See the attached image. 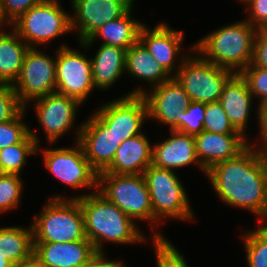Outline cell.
<instances>
[{"label": "cell", "instance_id": "obj_48", "mask_svg": "<svg viewBox=\"0 0 267 267\" xmlns=\"http://www.w3.org/2000/svg\"><path fill=\"white\" fill-rule=\"evenodd\" d=\"M265 31H267V24L265 25V27L263 28Z\"/></svg>", "mask_w": 267, "mask_h": 267}, {"label": "cell", "instance_id": "obj_26", "mask_svg": "<svg viewBox=\"0 0 267 267\" xmlns=\"http://www.w3.org/2000/svg\"><path fill=\"white\" fill-rule=\"evenodd\" d=\"M126 72L150 85L152 84L150 88L158 86L171 78L139 41L125 52Z\"/></svg>", "mask_w": 267, "mask_h": 267}, {"label": "cell", "instance_id": "obj_41", "mask_svg": "<svg viewBox=\"0 0 267 267\" xmlns=\"http://www.w3.org/2000/svg\"><path fill=\"white\" fill-rule=\"evenodd\" d=\"M105 253H97L88 263L82 267H127L120 260H109Z\"/></svg>", "mask_w": 267, "mask_h": 267}, {"label": "cell", "instance_id": "obj_10", "mask_svg": "<svg viewBox=\"0 0 267 267\" xmlns=\"http://www.w3.org/2000/svg\"><path fill=\"white\" fill-rule=\"evenodd\" d=\"M75 147L45 148L42 151L45 168L62 183L72 189L97 190L98 173L91 167L78 142Z\"/></svg>", "mask_w": 267, "mask_h": 267}, {"label": "cell", "instance_id": "obj_37", "mask_svg": "<svg viewBox=\"0 0 267 267\" xmlns=\"http://www.w3.org/2000/svg\"><path fill=\"white\" fill-rule=\"evenodd\" d=\"M43 1L44 0H1L2 12L5 20L8 22V26L31 7L38 5Z\"/></svg>", "mask_w": 267, "mask_h": 267}, {"label": "cell", "instance_id": "obj_30", "mask_svg": "<svg viewBox=\"0 0 267 267\" xmlns=\"http://www.w3.org/2000/svg\"><path fill=\"white\" fill-rule=\"evenodd\" d=\"M23 183L21 176L17 174L0 176V213L19 206L22 198Z\"/></svg>", "mask_w": 267, "mask_h": 267}, {"label": "cell", "instance_id": "obj_32", "mask_svg": "<svg viewBox=\"0 0 267 267\" xmlns=\"http://www.w3.org/2000/svg\"><path fill=\"white\" fill-rule=\"evenodd\" d=\"M152 236L158 267H189L177 248L166 239L167 237L159 232H155Z\"/></svg>", "mask_w": 267, "mask_h": 267}, {"label": "cell", "instance_id": "obj_43", "mask_svg": "<svg viewBox=\"0 0 267 267\" xmlns=\"http://www.w3.org/2000/svg\"><path fill=\"white\" fill-rule=\"evenodd\" d=\"M260 157L262 159L264 175H265V183H266V192H267V145L257 146Z\"/></svg>", "mask_w": 267, "mask_h": 267}, {"label": "cell", "instance_id": "obj_5", "mask_svg": "<svg viewBox=\"0 0 267 267\" xmlns=\"http://www.w3.org/2000/svg\"><path fill=\"white\" fill-rule=\"evenodd\" d=\"M143 175L150 194L155 227L160 225L163 218L194 220L190 200L175 171L151 164Z\"/></svg>", "mask_w": 267, "mask_h": 267}, {"label": "cell", "instance_id": "obj_4", "mask_svg": "<svg viewBox=\"0 0 267 267\" xmlns=\"http://www.w3.org/2000/svg\"><path fill=\"white\" fill-rule=\"evenodd\" d=\"M33 242H72L86 238L84 217L77 199L52 196L31 224Z\"/></svg>", "mask_w": 267, "mask_h": 267}, {"label": "cell", "instance_id": "obj_17", "mask_svg": "<svg viewBox=\"0 0 267 267\" xmlns=\"http://www.w3.org/2000/svg\"><path fill=\"white\" fill-rule=\"evenodd\" d=\"M184 40L183 32L172 29L169 25L162 22L149 29L143 25L139 32V42L149 51L151 56L165 69V71L174 77L181 67L183 61L188 55H182L180 62L177 58L181 51L182 41ZM178 55V56H177ZM176 70V71H175ZM175 71V72H173Z\"/></svg>", "mask_w": 267, "mask_h": 267}, {"label": "cell", "instance_id": "obj_15", "mask_svg": "<svg viewBox=\"0 0 267 267\" xmlns=\"http://www.w3.org/2000/svg\"><path fill=\"white\" fill-rule=\"evenodd\" d=\"M74 9L71 15L72 31L78 29L79 43L90 36L102 25L123 16L134 0H70Z\"/></svg>", "mask_w": 267, "mask_h": 267}, {"label": "cell", "instance_id": "obj_6", "mask_svg": "<svg viewBox=\"0 0 267 267\" xmlns=\"http://www.w3.org/2000/svg\"><path fill=\"white\" fill-rule=\"evenodd\" d=\"M97 191L133 220H147L155 228L148 186L143 174H98Z\"/></svg>", "mask_w": 267, "mask_h": 267}, {"label": "cell", "instance_id": "obj_25", "mask_svg": "<svg viewBox=\"0 0 267 267\" xmlns=\"http://www.w3.org/2000/svg\"><path fill=\"white\" fill-rule=\"evenodd\" d=\"M0 29V85H13L18 79L29 46L12 29Z\"/></svg>", "mask_w": 267, "mask_h": 267}, {"label": "cell", "instance_id": "obj_12", "mask_svg": "<svg viewBox=\"0 0 267 267\" xmlns=\"http://www.w3.org/2000/svg\"><path fill=\"white\" fill-rule=\"evenodd\" d=\"M129 95H143L147 102L149 119L168 125L170 130L181 132L182 111L191 104V100L175 77L148 92L138 87L130 91Z\"/></svg>", "mask_w": 267, "mask_h": 267}, {"label": "cell", "instance_id": "obj_29", "mask_svg": "<svg viewBox=\"0 0 267 267\" xmlns=\"http://www.w3.org/2000/svg\"><path fill=\"white\" fill-rule=\"evenodd\" d=\"M263 224L243 235L248 267H267V224Z\"/></svg>", "mask_w": 267, "mask_h": 267}, {"label": "cell", "instance_id": "obj_36", "mask_svg": "<svg viewBox=\"0 0 267 267\" xmlns=\"http://www.w3.org/2000/svg\"><path fill=\"white\" fill-rule=\"evenodd\" d=\"M24 108L12 85H0V123L14 119Z\"/></svg>", "mask_w": 267, "mask_h": 267}, {"label": "cell", "instance_id": "obj_8", "mask_svg": "<svg viewBox=\"0 0 267 267\" xmlns=\"http://www.w3.org/2000/svg\"><path fill=\"white\" fill-rule=\"evenodd\" d=\"M195 56L188 55L174 77L191 102L219 101L225 84L235 73L203 59L197 52Z\"/></svg>", "mask_w": 267, "mask_h": 267}, {"label": "cell", "instance_id": "obj_9", "mask_svg": "<svg viewBox=\"0 0 267 267\" xmlns=\"http://www.w3.org/2000/svg\"><path fill=\"white\" fill-rule=\"evenodd\" d=\"M38 49L29 48L20 75L12 85L25 108L29 102L56 92V57Z\"/></svg>", "mask_w": 267, "mask_h": 267}, {"label": "cell", "instance_id": "obj_34", "mask_svg": "<svg viewBox=\"0 0 267 267\" xmlns=\"http://www.w3.org/2000/svg\"><path fill=\"white\" fill-rule=\"evenodd\" d=\"M252 96L259 98V104L267 102V69L250 63L241 73Z\"/></svg>", "mask_w": 267, "mask_h": 267}, {"label": "cell", "instance_id": "obj_45", "mask_svg": "<svg viewBox=\"0 0 267 267\" xmlns=\"http://www.w3.org/2000/svg\"><path fill=\"white\" fill-rule=\"evenodd\" d=\"M6 23L8 24V22L5 20L4 14L2 12V7H1V0H0V29H2L3 25L5 26Z\"/></svg>", "mask_w": 267, "mask_h": 267}, {"label": "cell", "instance_id": "obj_2", "mask_svg": "<svg viewBox=\"0 0 267 267\" xmlns=\"http://www.w3.org/2000/svg\"><path fill=\"white\" fill-rule=\"evenodd\" d=\"M71 199L79 201L86 238L93 244L97 253H104L103 242L126 245L147 240L135 221L97 190L73 196Z\"/></svg>", "mask_w": 267, "mask_h": 267}, {"label": "cell", "instance_id": "obj_11", "mask_svg": "<svg viewBox=\"0 0 267 267\" xmlns=\"http://www.w3.org/2000/svg\"><path fill=\"white\" fill-rule=\"evenodd\" d=\"M56 53V92L75 98L81 104L95 89L91 59L63 44Z\"/></svg>", "mask_w": 267, "mask_h": 267}, {"label": "cell", "instance_id": "obj_23", "mask_svg": "<svg viewBox=\"0 0 267 267\" xmlns=\"http://www.w3.org/2000/svg\"><path fill=\"white\" fill-rule=\"evenodd\" d=\"M132 10L133 6L123 16L102 25L89 39L80 42L81 46L87 50L98 37L104 40V45L117 46L125 50L137 43L140 29L144 24L131 16Z\"/></svg>", "mask_w": 267, "mask_h": 267}, {"label": "cell", "instance_id": "obj_28", "mask_svg": "<svg viewBox=\"0 0 267 267\" xmlns=\"http://www.w3.org/2000/svg\"><path fill=\"white\" fill-rule=\"evenodd\" d=\"M40 138L29 129V134L18 144L0 150V161L5 174L22 175L30 155L38 153Z\"/></svg>", "mask_w": 267, "mask_h": 267}, {"label": "cell", "instance_id": "obj_38", "mask_svg": "<svg viewBox=\"0 0 267 267\" xmlns=\"http://www.w3.org/2000/svg\"><path fill=\"white\" fill-rule=\"evenodd\" d=\"M245 11H249L246 20L252 26L264 28L267 24V0H247Z\"/></svg>", "mask_w": 267, "mask_h": 267}, {"label": "cell", "instance_id": "obj_40", "mask_svg": "<svg viewBox=\"0 0 267 267\" xmlns=\"http://www.w3.org/2000/svg\"><path fill=\"white\" fill-rule=\"evenodd\" d=\"M257 113H258V120H259V135H260V142L261 145L259 143V146H263V145H267V102L261 104L260 106H258L257 109Z\"/></svg>", "mask_w": 267, "mask_h": 267}, {"label": "cell", "instance_id": "obj_3", "mask_svg": "<svg viewBox=\"0 0 267 267\" xmlns=\"http://www.w3.org/2000/svg\"><path fill=\"white\" fill-rule=\"evenodd\" d=\"M256 32L245 19L209 33L191 50L217 66L241 73L252 63Z\"/></svg>", "mask_w": 267, "mask_h": 267}, {"label": "cell", "instance_id": "obj_33", "mask_svg": "<svg viewBox=\"0 0 267 267\" xmlns=\"http://www.w3.org/2000/svg\"><path fill=\"white\" fill-rule=\"evenodd\" d=\"M26 109L24 108L14 119L0 123V150L20 143L29 134L30 128L23 121Z\"/></svg>", "mask_w": 267, "mask_h": 267}, {"label": "cell", "instance_id": "obj_21", "mask_svg": "<svg viewBox=\"0 0 267 267\" xmlns=\"http://www.w3.org/2000/svg\"><path fill=\"white\" fill-rule=\"evenodd\" d=\"M144 133L129 138L116 150L111 165L104 171L113 174H144L152 164L153 146Z\"/></svg>", "mask_w": 267, "mask_h": 267}, {"label": "cell", "instance_id": "obj_47", "mask_svg": "<svg viewBox=\"0 0 267 267\" xmlns=\"http://www.w3.org/2000/svg\"><path fill=\"white\" fill-rule=\"evenodd\" d=\"M247 0H239L242 4L245 3Z\"/></svg>", "mask_w": 267, "mask_h": 267}, {"label": "cell", "instance_id": "obj_14", "mask_svg": "<svg viewBox=\"0 0 267 267\" xmlns=\"http://www.w3.org/2000/svg\"><path fill=\"white\" fill-rule=\"evenodd\" d=\"M92 114L76 128L75 142L81 145L84 156L99 174L111 165L121 142L95 113Z\"/></svg>", "mask_w": 267, "mask_h": 267}, {"label": "cell", "instance_id": "obj_35", "mask_svg": "<svg viewBox=\"0 0 267 267\" xmlns=\"http://www.w3.org/2000/svg\"><path fill=\"white\" fill-rule=\"evenodd\" d=\"M205 111V103L191 102V104L182 111L181 133L193 136L200 134L203 131Z\"/></svg>", "mask_w": 267, "mask_h": 267}, {"label": "cell", "instance_id": "obj_39", "mask_svg": "<svg viewBox=\"0 0 267 267\" xmlns=\"http://www.w3.org/2000/svg\"><path fill=\"white\" fill-rule=\"evenodd\" d=\"M252 63L267 69V31L263 28L257 29L256 32Z\"/></svg>", "mask_w": 267, "mask_h": 267}, {"label": "cell", "instance_id": "obj_1", "mask_svg": "<svg viewBox=\"0 0 267 267\" xmlns=\"http://www.w3.org/2000/svg\"><path fill=\"white\" fill-rule=\"evenodd\" d=\"M249 143L236 157L213 165L206 175L223 203L248 210L260 223H267L263 163L256 143Z\"/></svg>", "mask_w": 267, "mask_h": 267}, {"label": "cell", "instance_id": "obj_31", "mask_svg": "<svg viewBox=\"0 0 267 267\" xmlns=\"http://www.w3.org/2000/svg\"><path fill=\"white\" fill-rule=\"evenodd\" d=\"M203 130L218 134H241L231 124L219 101L206 104Z\"/></svg>", "mask_w": 267, "mask_h": 267}, {"label": "cell", "instance_id": "obj_46", "mask_svg": "<svg viewBox=\"0 0 267 267\" xmlns=\"http://www.w3.org/2000/svg\"><path fill=\"white\" fill-rule=\"evenodd\" d=\"M5 173H4V171H3V166H2V163H1V161H0V176L1 175H4Z\"/></svg>", "mask_w": 267, "mask_h": 267}, {"label": "cell", "instance_id": "obj_13", "mask_svg": "<svg viewBox=\"0 0 267 267\" xmlns=\"http://www.w3.org/2000/svg\"><path fill=\"white\" fill-rule=\"evenodd\" d=\"M119 141L142 134V125L148 117V107L143 95L126 94L112 100L95 111Z\"/></svg>", "mask_w": 267, "mask_h": 267}, {"label": "cell", "instance_id": "obj_27", "mask_svg": "<svg viewBox=\"0 0 267 267\" xmlns=\"http://www.w3.org/2000/svg\"><path fill=\"white\" fill-rule=\"evenodd\" d=\"M0 254L6 256L13 265L34 255L33 232L31 225L0 228Z\"/></svg>", "mask_w": 267, "mask_h": 267}, {"label": "cell", "instance_id": "obj_20", "mask_svg": "<svg viewBox=\"0 0 267 267\" xmlns=\"http://www.w3.org/2000/svg\"><path fill=\"white\" fill-rule=\"evenodd\" d=\"M169 131L170 138L153 146L152 165L175 171L194 163L206 175L207 171L200 165L196 155L194 136L174 130Z\"/></svg>", "mask_w": 267, "mask_h": 267}, {"label": "cell", "instance_id": "obj_22", "mask_svg": "<svg viewBox=\"0 0 267 267\" xmlns=\"http://www.w3.org/2000/svg\"><path fill=\"white\" fill-rule=\"evenodd\" d=\"M253 98L246 80L235 73L225 84L219 99L229 121L244 137Z\"/></svg>", "mask_w": 267, "mask_h": 267}, {"label": "cell", "instance_id": "obj_19", "mask_svg": "<svg viewBox=\"0 0 267 267\" xmlns=\"http://www.w3.org/2000/svg\"><path fill=\"white\" fill-rule=\"evenodd\" d=\"M194 139L197 158L206 171L221 161L236 157L249 145L242 134H218L203 130Z\"/></svg>", "mask_w": 267, "mask_h": 267}, {"label": "cell", "instance_id": "obj_24", "mask_svg": "<svg viewBox=\"0 0 267 267\" xmlns=\"http://www.w3.org/2000/svg\"><path fill=\"white\" fill-rule=\"evenodd\" d=\"M125 52L121 47L100 45L94 58H90L95 88L108 90L125 74Z\"/></svg>", "mask_w": 267, "mask_h": 267}, {"label": "cell", "instance_id": "obj_18", "mask_svg": "<svg viewBox=\"0 0 267 267\" xmlns=\"http://www.w3.org/2000/svg\"><path fill=\"white\" fill-rule=\"evenodd\" d=\"M97 254L93 244L72 242H34V255L45 267H82Z\"/></svg>", "mask_w": 267, "mask_h": 267}, {"label": "cell", "instance_id": "obj_42", "mask_svg": "<svg viewBox=\"0 0 267 267\" xmlns=\"http://www.w3.org/2000/svg\"><path fill=\"white\" fill-rule=\"evenodd\" d=\"M13 267H45L36 257L33 255L29 259L22 261Z\"/></svg>", "mask_w": 267, "mask_h": 267}, {"label": "cell", "instance_id": "obj_7", "mask_svg": "<svg viewBox=\"0 0 267 267\" xmlns=\"http://www.w3.org/2000/svg\"><path fill=\"white\" fill-rule=\"evenodd\" d=\"M10 27L30 48H37L72 31L71 14L62 9L59 0H44L22 14Z\"/></svg>", "mask_w": 267, "mask_h": 267}, {"label": "cell", "instance_id": "obj_16", "mask_svg": "<svg viewBox=\"0 0 267 267\" xmlns=\"http://www.w3.org/2000/svg\"><path fill=\"white\" fill-rule=\"evenodd\" d=\"M33 102L35 104V114L45 132L46 141H49V145L58 141V138L73 129L77 109H79V106L81 107L78 100L53 92Z\"/></svg>", "mask_w": 267, "mask_h": 267}, {"label": "cell", "instance_id": "obj_44", "mask_svg": "<svg viewBox=\"0 0 267 267\" xmlns=\"http://www.w3.org/2000/svg\"><path fill=\"white\" fill-rule=\"evenodd\" d=\"M14 265L6 259V256L0 254V267H13Z\"/></svg>", "mask_w": 267, "mask_h": 267}]
</instances>
